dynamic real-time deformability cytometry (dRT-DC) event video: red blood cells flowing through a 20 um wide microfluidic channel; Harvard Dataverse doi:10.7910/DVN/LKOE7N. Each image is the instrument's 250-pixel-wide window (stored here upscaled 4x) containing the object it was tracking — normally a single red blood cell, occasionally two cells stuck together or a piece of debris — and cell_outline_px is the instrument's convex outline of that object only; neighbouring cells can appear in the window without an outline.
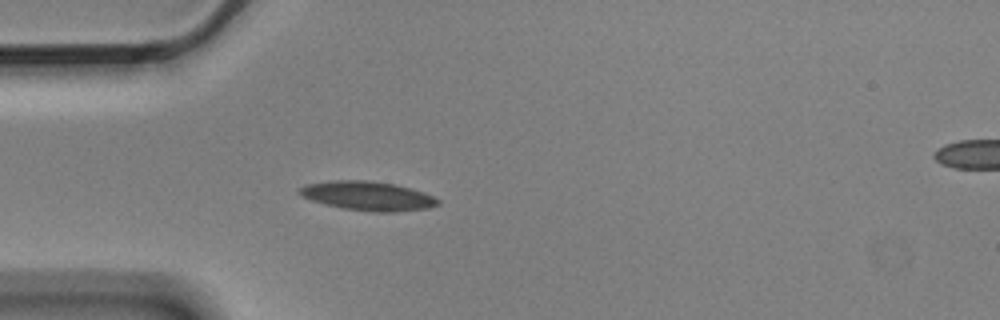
{"species": "Egyptian fruit bat (a non-hibernating species)", "species_latin": "Rousettus aegyptiacus", "temperature_condition": "cold", "stored_images_in_passage": 6, "segment_of_instrument_passage": [1, 2], "camera_frame_rate_fps": 3000, "um_per_image_px": 0.085, "animal": {"sex": "male"}, "frame": {"image": 1, "passage_image": 5, "time_ms": 1.333, "image_size_px": [1000, 320], "cell_outline_px": [[440, 204], [428, 208], [396, 212], [372, 212], [344, 208], [324, 204], [312, 200], [296, 192], [300, 188], [308, 184], [332, 180], [368, 180], [392, 184], [408, 188], [432, 196], [440, 200]], "centroid_in_image_um": [31.25, 16.66], "position_along_channel_um": 53.7, "area_um2": 23.18}}